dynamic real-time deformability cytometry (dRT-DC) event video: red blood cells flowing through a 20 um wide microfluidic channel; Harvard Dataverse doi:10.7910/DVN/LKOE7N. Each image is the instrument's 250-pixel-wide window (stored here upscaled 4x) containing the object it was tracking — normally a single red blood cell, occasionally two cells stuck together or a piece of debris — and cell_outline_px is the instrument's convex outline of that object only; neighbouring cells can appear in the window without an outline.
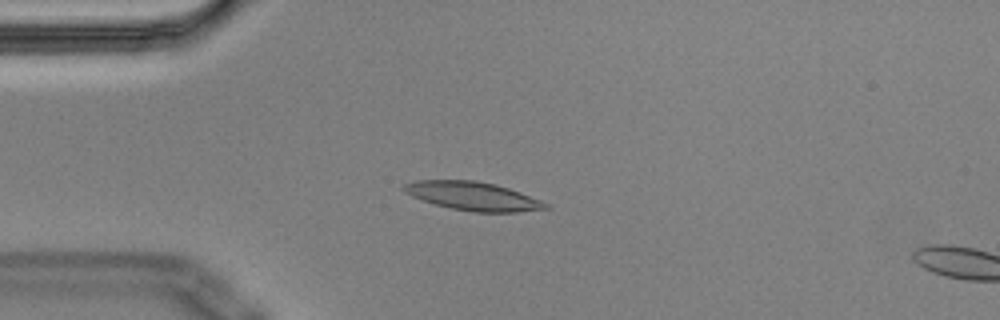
{"species": "Egyptian fruit bat (a non-hibernating species)", "species_latin": "Rousettus aegyptiacus", "temperature_condition": "cold", "stored_images_in_passage": 4, "camera_frame_rate_fps": 3000, "um_per_image_px": 0.085, "animal": {"sex": "male"}, "frame": {"image": 1, "passage_image": 3, "time_ms": 0.667, "image_size_px": [1000, 320], "cell_outline_px": [[552, 208], [516, 212], [472, 212], [452, 208], [436, 204], [412, 196], [404, 192], [400, 188], [404, 184], [416, 180], [476, 180], [496, 184], [520, 192], [540, 200], [548, 204]], "centroid_in_image_um": [40.2, 16.66], "position_along_channel_um": 44.8, "area_um2": 23.52}}